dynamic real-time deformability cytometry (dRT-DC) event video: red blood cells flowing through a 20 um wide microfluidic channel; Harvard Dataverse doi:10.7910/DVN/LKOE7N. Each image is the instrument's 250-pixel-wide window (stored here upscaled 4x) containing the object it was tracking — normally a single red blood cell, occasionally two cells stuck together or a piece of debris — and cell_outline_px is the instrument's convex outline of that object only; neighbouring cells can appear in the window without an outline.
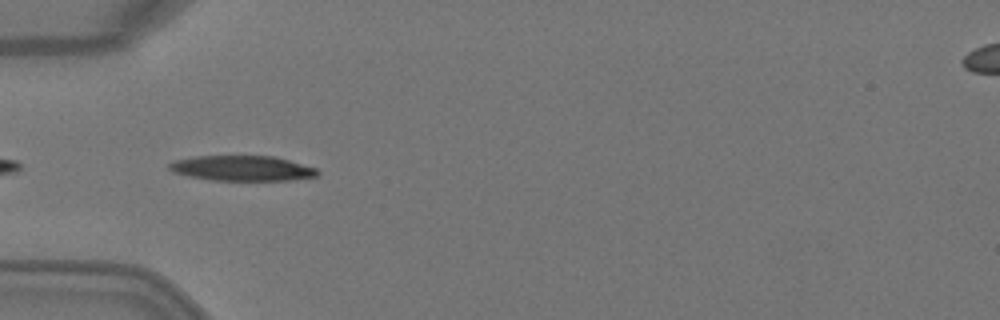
{"species": "Egyptian fruit bat (a non-hibernating species)", "species_latin": "Rousettus aegyptiacus", "temperature_condition": "warm", "stored_images_in_passage": 6, "camera_frame_rate_fps": 3000, "um_per_image_px": 0.085, "animal": {"sex": "female"}, "frame": {"image": 1, "passage_image": 5, "time_ms": 1.333, "image_size_px": [1000, 320], "cell_outline_px": [[320, 172], [316, 176], [288, 180], [212, 180], [188, 176], [172, 172], [168, 168], [168, 164], [172, 160], [196, 156], [272, 156], [288, 160], [316, 168]], "centroid_in_image_um": [20.52, 14.3], "position_along_channel_um": 64.5, "area_um2": 21.68}}